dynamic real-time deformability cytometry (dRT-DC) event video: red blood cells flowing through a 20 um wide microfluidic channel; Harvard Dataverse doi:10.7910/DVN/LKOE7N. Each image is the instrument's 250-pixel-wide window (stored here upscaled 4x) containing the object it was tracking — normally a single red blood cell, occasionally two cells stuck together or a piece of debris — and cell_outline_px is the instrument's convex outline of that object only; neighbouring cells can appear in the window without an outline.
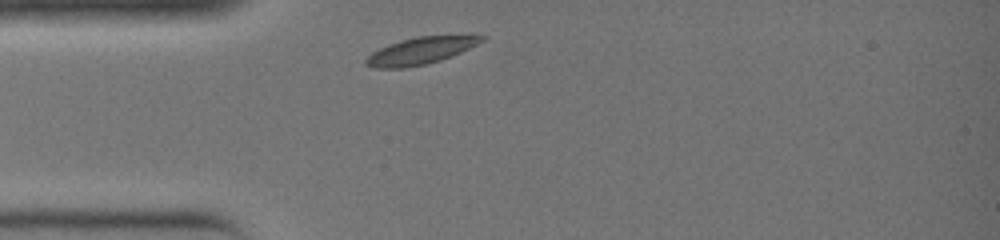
{"species": "common noctule bat (a hibernating species)", "species_latin": "Nyctalus noctula", "temperature_condition": "warm", "stored_images_in_passage": 22, "camera_frame_rate_fps": 3000, "um_per_image_px": 0.085, "animal": {"sex": "female", "body_mass_g": 19.0, "forearm_length_mm": 51.5}, "frame": {"image": 1, "passage_image": 1, "time_ms": 0.0, "image_size_px": [1000, 240], "cell_outline_px": [[488, 36], [484, 40], [460, 52], [440, 60], [424, 64], [404, 68], [372, 68], [364, 64], [364, 60], [372, 52], [388, 44], [400, 40], [416, 36]], "centroid_in_image_um": [35.66, 4.32], "position_along_channel_um": 49.3, "area_um2": 17.86}}
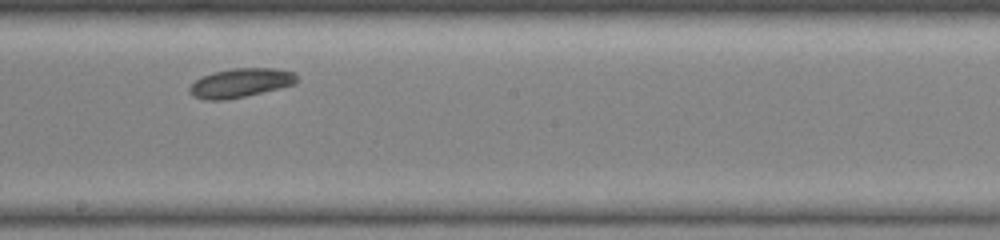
{"frame": {"image": 2, "passage_image": 12, "time_ms": 3.667, "image_size_px": [1000, 240], "cell_outline_px": [[300, 80], [296, 84], [280, 88], [244, 96], [224, 100], [204, 100], [192, 96], [188, 92], [188, 88], [200, 76], [212, 72], [232, 68], [276, 68], [296, 72], [300, 76]], "centroid_in_image_um": [20.48, 7.03], "position_along_channel_um": 227.7, "area_um2": 18.55}}
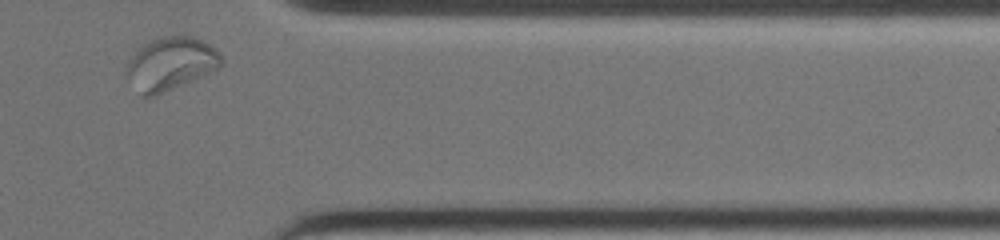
{"frame": {"image": 3, "passage_image": 22, "time_ms": 7.0, "image_size_px": [1000, 240], "cell_outline_px": [[224, 64], [204, 76], [156, 96], [140, 96], [124, 76], [124, 68], [128, 60], [148, 40], [160, 36], [188, 36], [200, 40], [208, 44], [220, 52], [224, 60]], "centroid_in_image_um": [14.46, 5.44], "position_along_channel_um": 396.9, "area_um2": 29.82}}